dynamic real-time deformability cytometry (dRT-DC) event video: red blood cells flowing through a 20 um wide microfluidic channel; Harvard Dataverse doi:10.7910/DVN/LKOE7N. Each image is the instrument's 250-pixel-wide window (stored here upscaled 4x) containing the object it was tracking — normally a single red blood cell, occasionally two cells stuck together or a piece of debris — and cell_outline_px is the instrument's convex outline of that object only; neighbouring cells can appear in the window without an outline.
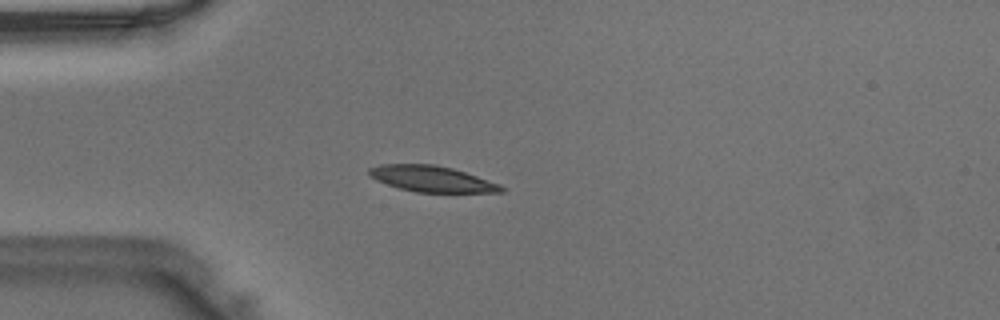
{"species": "Egyptian fruit bat (a non-hibernating species)", "species_latin": "Rousettus aegyptiacus", "temperature_condition": "warm", "stored_images_in_passage": 46, "camera_frame_rate_fps": 3000, "um_per_image_px": 0.085, "animal": {"sex": "male"}, "frame": {"image": 1, "passage_image": 12, "time_ms": 3.667, "image_size_px": [1000, 320], "cell_outline_px": [[504, 192], [416, 192], [400, 188], [388, 184], [372, 176], [368, 172], [368, 168], [380, 164], [432, 164], [452, 168], [476, 176], [496, 184], [504, 188]], "centroid_in_image_um": [36.67, 15.19], "position_along_channel_um": 48.3, "area_um2": 19.42}}
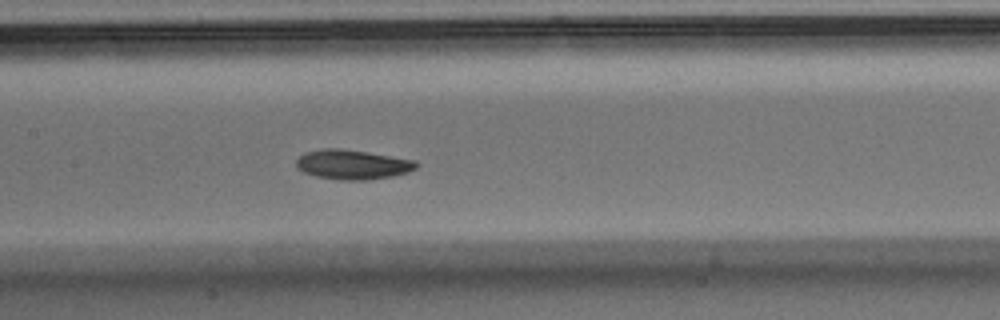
{"frame": {"image": 2, "passage_image": 22, "time_ms": 7.0, "image_size_px": [1000, 320], "cell_outline_px": [[416, 168], [404, 172], [388, 176], [364, 180], [352, 180], [316, 176], [304, 172], [296, 164], [296, 160], [300, 156], [308, 152], [328, 148], [336, 148], [364, 152], [412, 160], [416, 164]], "centroid_in_image_um": [29.91, 13.98], "position_along_channel_um": 177.5, "area_um2": 19.59}}
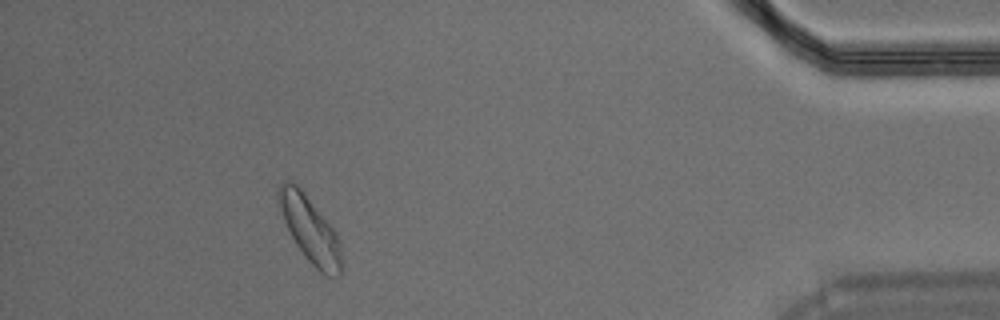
{"frame": {"image": 3, "passage_image": 42, "time_ms": 13.667, "image_size_px": [1000, 320], "cell_outline_px": [[340, 272], [328, 276], [320, 272], [308, 260], [296, 244], [284, 220], [276, 200], [276, 196], [280, 184], [296, 184], [300, 188], [332, 228], [336, 236], [340, 252]], "centroid_in_image_um": [26.29, 19.49], "position_along_channel_um": 408.9, "area_um2": 22.77}}